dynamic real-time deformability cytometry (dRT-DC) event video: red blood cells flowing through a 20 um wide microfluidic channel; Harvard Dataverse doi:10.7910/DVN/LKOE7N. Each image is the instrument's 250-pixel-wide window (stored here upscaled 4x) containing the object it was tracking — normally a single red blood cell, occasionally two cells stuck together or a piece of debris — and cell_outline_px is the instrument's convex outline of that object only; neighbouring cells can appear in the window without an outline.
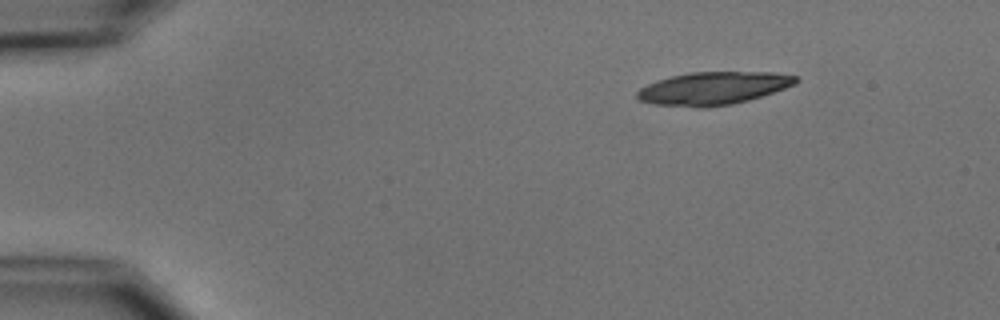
{"species": "common noctule bat (a hibernating species)", "species_latin": "Nyctalus noctula", "temperature_condition": "cold", "stored_images_in_passage": 3, "camera_frame_rate_fps": 3000, "um_per_image_px": 0.085, "animal": {"sex": "male", "body_mass_g": 15.6}, "frame": {"image": 1, "passage_image": 1, "time_ms": 0.0, "image_size_px": [1000, 320], "cell_outline_px": [[800, 80], [796, 84], [748, 100], [732, 104], [704, 108], [696, 108], [652, 104], [636, 100], [636, 92], [640, 88], [656, 80], [688, 72], [772, 72], [796, 76]], "centroid_in_image_um": [60.57, 7.51], "position_along_channel_um": 24.4, "area_um2": 30.58}}